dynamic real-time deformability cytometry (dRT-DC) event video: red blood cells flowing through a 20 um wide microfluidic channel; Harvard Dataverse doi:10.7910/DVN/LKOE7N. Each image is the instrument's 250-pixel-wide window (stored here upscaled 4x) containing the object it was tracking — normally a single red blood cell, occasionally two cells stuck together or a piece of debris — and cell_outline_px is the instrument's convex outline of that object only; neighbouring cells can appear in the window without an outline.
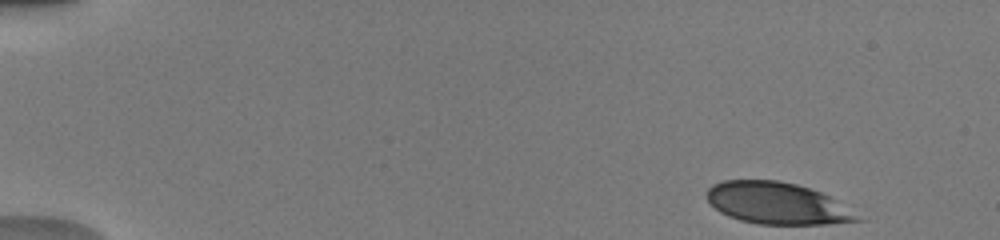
{"species": "human", "species_latin": "Homo sapiens", "temperature_condition": "warm", "stored_images_in_passage": 47, "camera_frame_rate_fps": 3000, "um_per_image_px": 0.085, "donor": {"sex": "male"}, "frame": {"image": 1, "passage_image": 1, "time_ms": 0.0, "image_size_px": [1000, 240], "cell_outline_px": [[868, 220], [824, 224], [756, 224], [740, 220], [728, 216], [720, 212], [708, 200], [708, 188], [712, 184], [724, 180], [780, 180], [796, 184], [820, 192], [828, 196]], "centroid_in_image_um": [66.07, 17.28], "position_along_channel_um": 18.9, "area_um2": 36.47}}
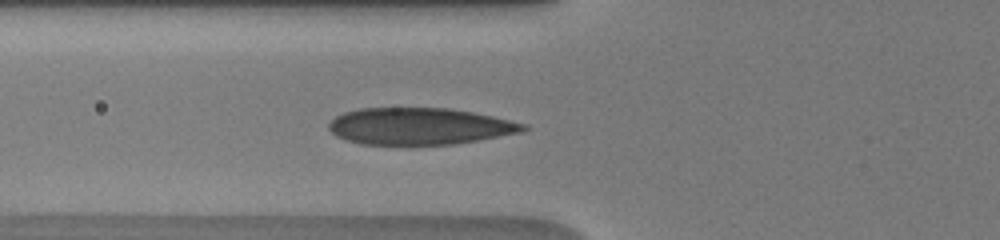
{"frame": {"image": 2, "passage_image": 16, "time_ms": 5.0, "image_size_px": [1000, 240], "cell_outline_px": [[528, 128], [524, 132], [452, 144], [360, 144], [336, 136], [328, 128], [328, 124], [336, 116], [344, 112], [360, 108], [448, 108], [472, 112], [492, 116], [528, 124]], "centroid_in_image_um": [35.67, 10.72], "position_along_channel_um": 90.1, "area_um2": 41.5}}
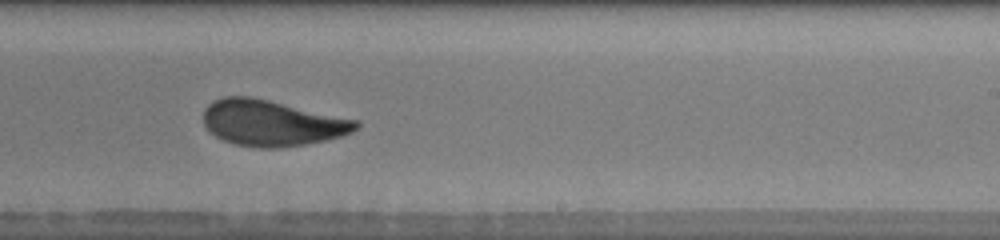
{"frame": {"image": 3, "passage_image": 29, "time_ms": 9.333, "image_size_px": [1000, 240], "cell_outline_px": [[360, 124], [352, 132], [340, 136], [324, 140], [304, 144], [280, 148], [260, 148], [236, 144], [224, 140], [216, 136], [204, 124], [204, 108], [212, 100], [224, 96], [252, 96], [360, 120]], "centroid_in_image_um": [23.11, 10.43], "position_along_channel_um": 265.9, "area_um2": 40.86}, "authors_computed_cell_mechanics": {"area_um2": 40.0554, "velocity_mm_per_s": 4.0567, "shape_relaxation_time_tau1_ms": 3.2894, "shape_relaxation_time_tau2_ms": null, "deformation_change_tau1": 0.154, "deformation_change_tau2": null}}